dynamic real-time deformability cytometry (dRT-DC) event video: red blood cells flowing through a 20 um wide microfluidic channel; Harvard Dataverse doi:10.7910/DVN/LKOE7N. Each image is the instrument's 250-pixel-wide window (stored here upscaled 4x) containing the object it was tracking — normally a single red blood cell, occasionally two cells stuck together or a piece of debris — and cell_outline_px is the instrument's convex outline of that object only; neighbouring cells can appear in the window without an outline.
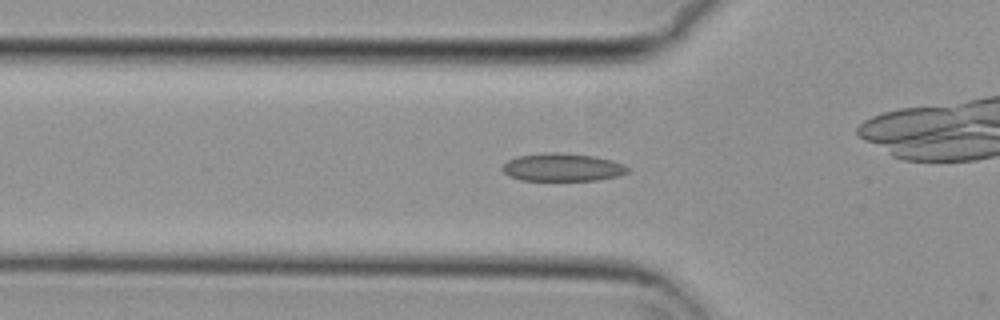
{"species": "common noctule bat (a hibernating species)", "species_latin": "Nyctalus noctula", "temperature_condition": "cold", "stored_images_in_passage": 50, "camera_frame_rate_fps": 3000, "um_per_image_px": 0.085, "animal": {"sex": "female", "body_mass_g": 29.2, "forearm_length_mm": 56.3}, "frame": {"image": 1, "passage_image": 12, "time_ms": 3.667, "image_size_px": [1000, 320], "cell_outline_px": [[628, 172], [616, 176], [596, 180], [520, 180], [508, 176], [500, 168], [508, 160], [520, 156], [544, 152], [560, 152], [596, 156], [612, 160], [624, 164], [628, 168]], "centroid_in_image_um": [47.79, 14.21], "position_along_channel_um": 78.0, "area_um2": 20.4}}
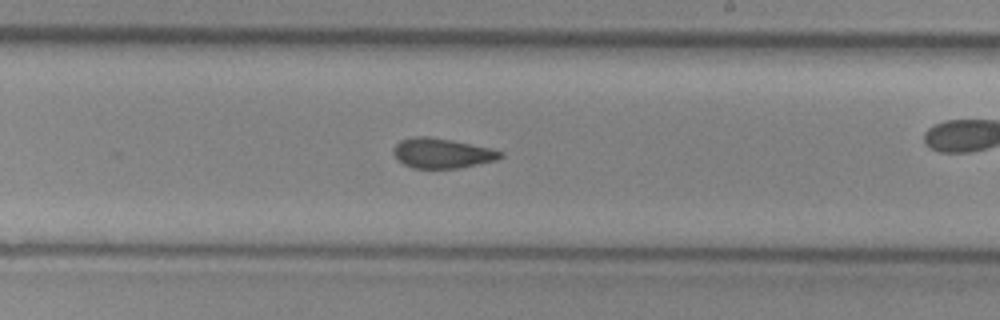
{"frame": {"image": 2, "passage_image": 26, "time_ms": 8.333, "image_size_px": [1000, 320], "cell_outline_px": [[504, 156], [496, 160], [460, 168], [412, 168], [404, 164], [392, 152], [392, 148], [400, 140], [416, 136], [428, 136], [452, 140], [488, 148], [504, 152]], "centroid_in_image_um": [37.56, 13.02], "position_along_channel_um": 251.4, "area_um2": 18.55}}
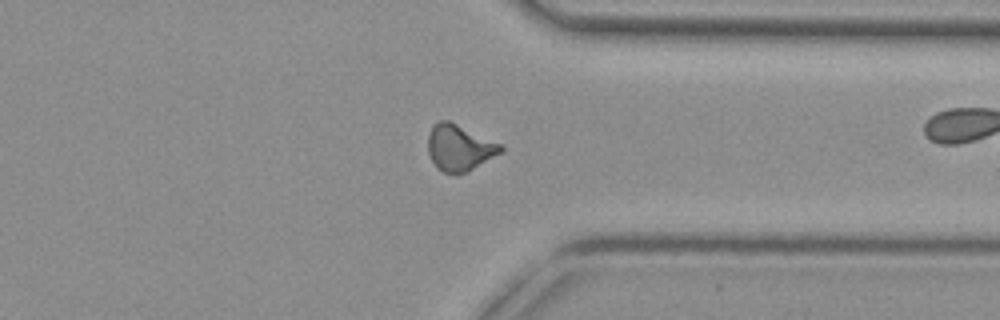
{"frame": {"image": 3, "passage_image": 36, "time_ms": 11.667, "image_size_px": [1000, 320], "cell_outline_px": [[504, 152], [468, 172], [456, 176], [440, 172], [436, 168], [428, 152], [428, 136], [432, 124], [440, 120], [448, 120], [504, 144]], "centroid_in_image_um": [39.08, 12.59], "position_along_channel_um": 372.3, "area_um2": 20.35}, "authors_computed_cell_mechanics": {"area_um2": 19.074, "velocity_mm_per_s": 3.7095, "shape_relaxation_time_tau1_ms": null, "shape_relaxation_time_tau2_ms": 6.7792, "deformation_change_tau1": null, "deformation_change_tau2": 0.1181}}